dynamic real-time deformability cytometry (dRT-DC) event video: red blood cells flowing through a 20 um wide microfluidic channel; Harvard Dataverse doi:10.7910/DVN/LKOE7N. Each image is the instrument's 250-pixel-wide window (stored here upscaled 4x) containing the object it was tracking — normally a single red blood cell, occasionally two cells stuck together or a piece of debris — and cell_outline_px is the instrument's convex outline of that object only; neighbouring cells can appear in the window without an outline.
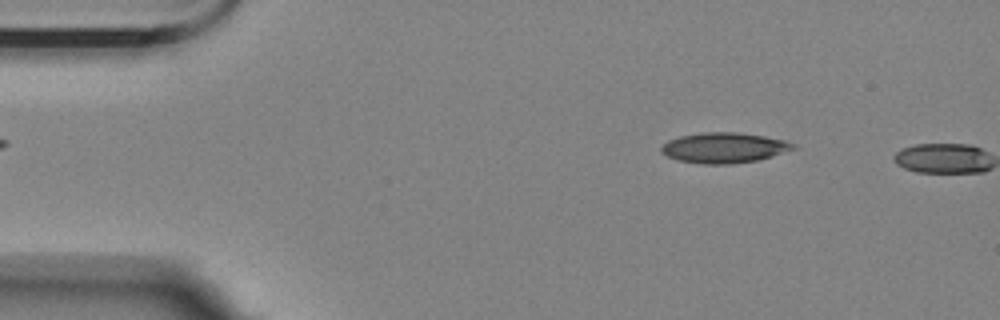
{"species": "Egyptian fruit bat (a non-hibernating species)", "species_latin": "Rousettus aegyptiacus", "temperature_condition": "room temperature", "stored_images_in_passage": 4, "camera_frame_rate_fps": 3000, "um_per_image_px": 0.085, "animal": {"sex": "female"}, "frame": {"image": 1, "passage_image": 3, "time_ms": 2.333, "image_size_px": [1000, 320], "cell_outline_px": [[796, 148], [772, 156], [756, 160], [732, 164], [704, 164], [676, 160], [660, 152], [660, 148], [668, 140], [680, 136], [700, 132], [736, 132], [764, 136], [784, 140], [796, 144]], "centroid_in_image_um": [61.52, 12.56], "position_along_channel_um": 23.5, "area_um2": 23.35}}